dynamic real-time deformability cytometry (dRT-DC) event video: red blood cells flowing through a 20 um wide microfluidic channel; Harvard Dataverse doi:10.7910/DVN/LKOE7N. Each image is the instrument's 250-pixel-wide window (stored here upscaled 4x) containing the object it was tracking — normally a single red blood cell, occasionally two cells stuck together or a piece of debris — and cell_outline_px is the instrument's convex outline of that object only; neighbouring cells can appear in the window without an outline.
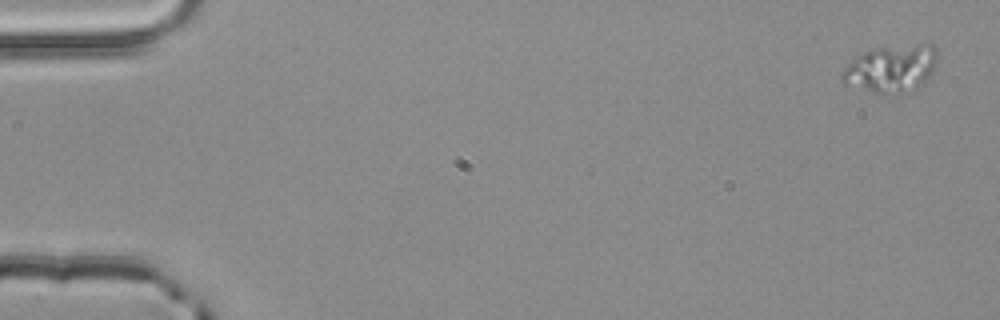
{"species": "common noctule bat (a hibernating species)", "species_latin": "Nyctalus noctula", "temperature_condition": "room temperature", "stored_images_in_passage": 4, "camera_frame_rate_fps": 3000, "um_per_image_px": 0.085, "animal": {"sex": "male", "body_mass_g": 20.4}, "frame": {"image": 1, "passage_image": 1, "time_ms": 0.0, "image_size_px": [1000, 320], "cell_outline_px": [[936, 60], [932, 72], [924, 84], [916, 88], [884, 92], [872, 92], [844, 84], [840, 80], [840, 76], [844, 68], [856, 56], [872, 48], [916, 44], [932, 44], [936, 48]], "centroid_in_image_um": [75.72, 5.79], "position_along_channel_um": 9.3, "area_um2": 25.84}}
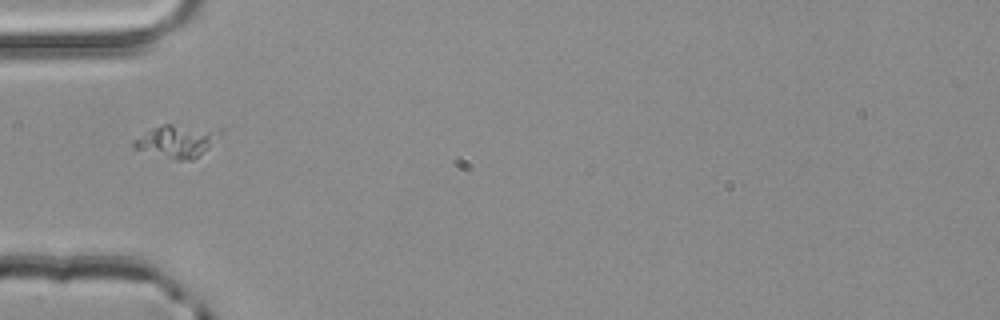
{"frame": {"image": 2, "passage_image": 4, "time_ms": 1.0, "image_size_px": [1000, 320], "cell_outline_px": [[220, 132], [208, 148], [192, 160], [176, 160], [132, 148], [132, 140], [152, 128], [164, 124], [172, 124], [220, 128]], "centroid_in_image_um": [14.99, 11.98], "position_along_channel_um": 70.0, "area_um2": 16.24}}